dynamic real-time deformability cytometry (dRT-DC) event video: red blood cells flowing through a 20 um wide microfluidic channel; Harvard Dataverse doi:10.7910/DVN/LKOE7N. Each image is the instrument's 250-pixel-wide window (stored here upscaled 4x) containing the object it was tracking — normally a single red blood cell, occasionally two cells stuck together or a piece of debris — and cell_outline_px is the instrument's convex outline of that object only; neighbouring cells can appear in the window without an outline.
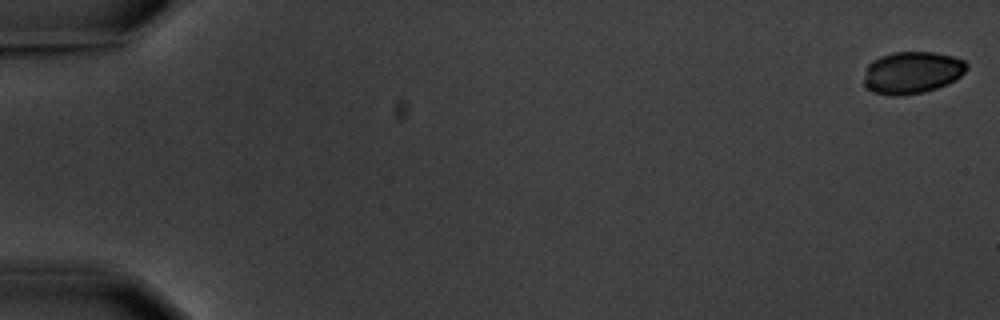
{"species": "common noctule bat (a hibernating species)", "species_latin": "Nyctalus noctula", "temperature_condition": "warm", "stored_images_in_passage": 4, "camera_frame_rate_fps": 3000, "um_per_image_px": 0.085, "animal": {"sex": "male", "body_mass_g": 20.1, "forearm_length_mm": 53.5}, "frame": {"image": 1, "passage_image": 1, "time_ms": 0.0, "image_size_px": [1000, 320], "cell_outline_px": [[968, 68], [956, 80], [948, 84], [924, 92], [900, 96], [888, 96], [872, 92], [864, 88], [864, 76], [868, 64], [872, 60], [880, 56], [892, 52], [932, 52], [952, 56], [964, 60], [968, 64]], "centroid_in_image_um": [77.5, 6.18], "position_along_channel_um": 7.5, "area_um2": 25.61}}